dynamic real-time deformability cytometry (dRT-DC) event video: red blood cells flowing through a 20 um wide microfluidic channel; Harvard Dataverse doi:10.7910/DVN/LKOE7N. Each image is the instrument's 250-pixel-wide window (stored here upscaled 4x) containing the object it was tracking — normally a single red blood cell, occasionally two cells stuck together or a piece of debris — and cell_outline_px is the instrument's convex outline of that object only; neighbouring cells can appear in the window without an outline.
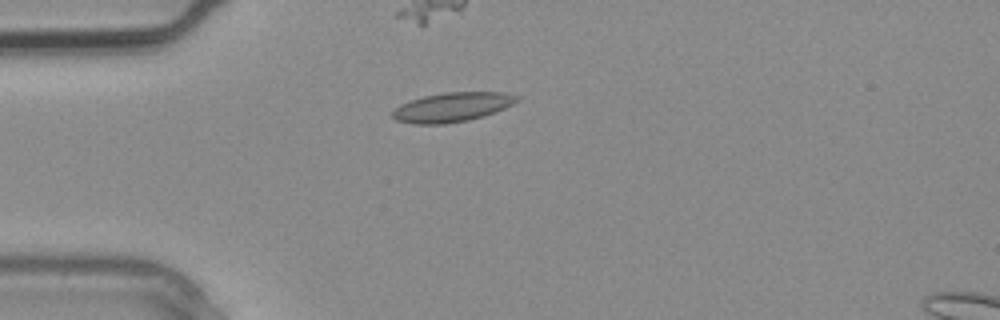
{"species": "common noctule bat (a hibernating species)", "species_latin": "Nyctalus noctula", "temperature_condition": "warm", "stored_images_in_passage": 1, "camera_frame_rate_fps": 3000, "um_per_image_px": 0.085, "animal": {"sex": "male", "body_mass_g": 20.4}, "frame": {"image": 1, "passage_image": 1, "time_ms": 0.0, "image_size_px": [1000, 320], "cell_outline_px": [[520, 100], [496, 112], [484, 116], [468, 120], [444, 124], [412, 124], [396, 120], [392, 116], [392, 112], [400, 104], [424, 96], [444, 92], [500, 92], [516, 96]], "centroid_in_image_um": [38.42, 9.11], "position_along_channel_um": 46.6, "area_um2": 21.15}}